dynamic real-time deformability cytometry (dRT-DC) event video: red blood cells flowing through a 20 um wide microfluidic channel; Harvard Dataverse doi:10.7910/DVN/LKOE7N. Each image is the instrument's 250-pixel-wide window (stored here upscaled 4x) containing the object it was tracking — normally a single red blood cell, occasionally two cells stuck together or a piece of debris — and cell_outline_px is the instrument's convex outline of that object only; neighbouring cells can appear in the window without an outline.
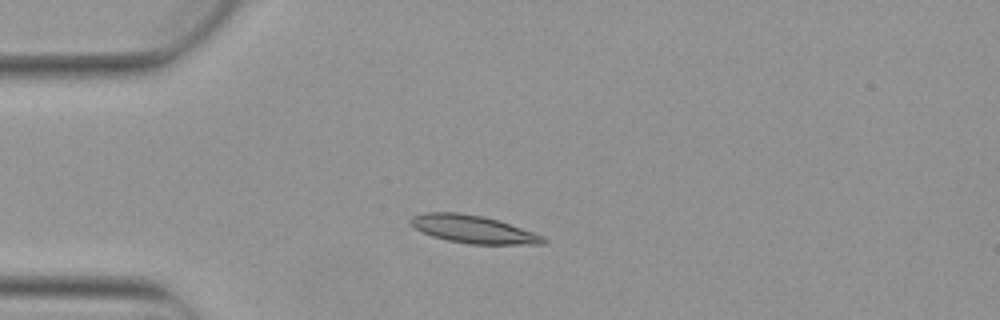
{"species": "Egyptian fruit bat (a non-hibernating species)", "species_latin": "Rousettus aegyptiacus", "temperature_condition": "warm", "stored_images_in_passage": 5, "camera_frame_rate_fps": 3000, "um_per_image_px": 0.085, "animal": {"sex": "female"}, "frame": {"image": 1, "passage_image": 3, "time_ms": 0.667, "image_size_px": [1000, 320], "cell_outline_px": [[548, 244], [468, 244], [448, 240], [432, 236], [420, 232], [408, 224], [408, 220], [412, 216], [424, 212], [460, 212], [484, 216], [500, 220], [544, 236], [548, 240]], "centroid_in_image_um": [40.2, 19.48], "position_along_channel_um": 44.8, "area_um2": 21.91}}
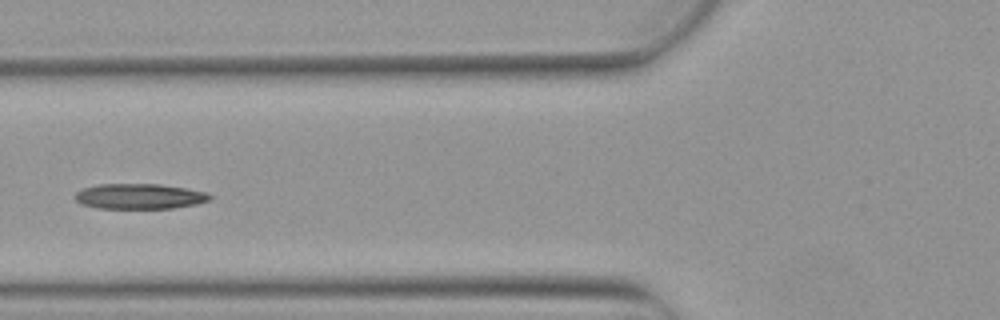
{"frame": {"image": 2, "passage_image": 5, "time_ms": 1.333, "image_size_px": [1000, 320], "cell_outline_px": [[212, 196], [208, 200], [196, 204], [172, 208], [96, 208], [80, 204], [72, 196], [80, 188], [100, 184], [160, 184], [208, 192]], "centroid_in_image_um": [11.79, 16.68], "position_along_channel_um": 114.0, "area_um2": 20.0}}